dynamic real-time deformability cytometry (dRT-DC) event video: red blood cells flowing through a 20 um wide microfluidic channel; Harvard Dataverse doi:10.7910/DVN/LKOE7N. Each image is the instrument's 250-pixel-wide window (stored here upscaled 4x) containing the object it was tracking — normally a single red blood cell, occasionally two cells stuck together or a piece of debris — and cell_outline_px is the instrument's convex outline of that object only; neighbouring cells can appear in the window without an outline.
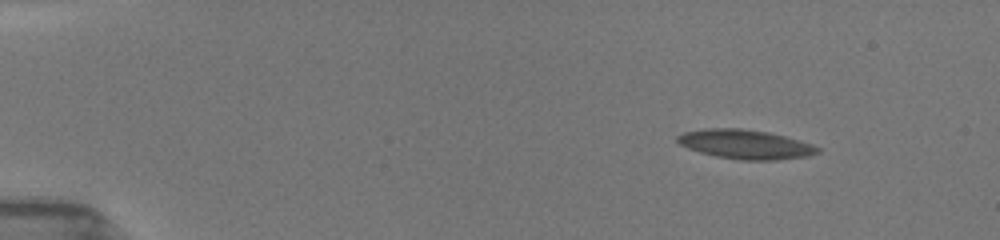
{"species": "common noctule bat (a hibernating species)", "species_latin": "Nyctalus noctula", "temperature_condition": "room temperature", "stored_images_in_passage": 12, "camera_frame_rate_fps": 3000, "um_per_image_px": 0.085, "animal": {"sex": "female", "body_mass_g": 19.5, "forearm_length_mm": 54.1}, "frame": {"image": 1, "passage_image": 1, "time_ms": 0.0, "image_size_px": [1000, 240], "cell_outline_px": [[820, 148], [816, 152], [804, 156], [772, 160], [744, 160], [716, 156], [700, 152], [688, 148], [680, 144], [676, 140], [676, 136], [684, 132], [712, 128], [740, 128], [764, 132], [796, 140]], "centroid_in_image_um": [63.24, 12.27], "position_along_channel_um": 21.8, "area_um2": 23.0}}